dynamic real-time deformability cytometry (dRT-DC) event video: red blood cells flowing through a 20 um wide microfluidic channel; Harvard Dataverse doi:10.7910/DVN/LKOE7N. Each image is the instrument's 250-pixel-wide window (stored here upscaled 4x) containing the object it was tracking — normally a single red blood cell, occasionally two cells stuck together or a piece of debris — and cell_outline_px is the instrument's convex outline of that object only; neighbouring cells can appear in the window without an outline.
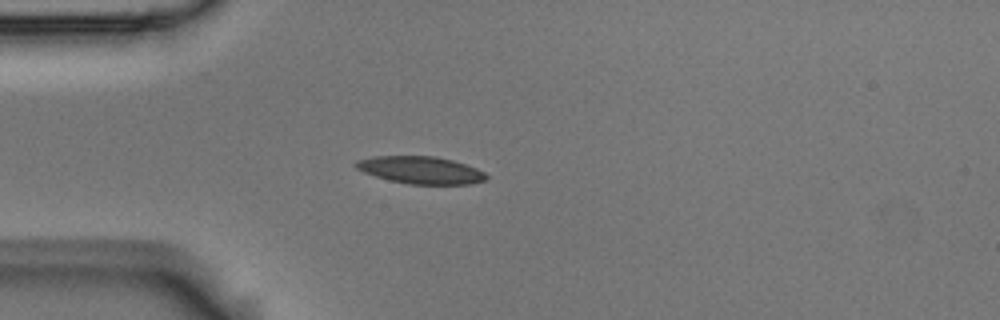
{"species": "Egyptian fruit bat (a non-hibernating species)", "species_latin": "Rousettus aegyptiacus", "temperature_condition": "room temperature", "stored_images_in_passage": 4, "camera_frame_rate_fps": 3000, "um_per_image_px": 0.085, "animal": {"sex": "male"}, "frame": {"image": 1, "passage_image": 4, "time_ms": 1.0, "image_size_px": [1000, 320], "cell_outline_px": [[488, 180], [468, 184], [408, 184], [388, 180], [364, 172], [356, 168], [352, 164], [356, 160], [372, 156], [436, 156], [452, 160], [476, 168], [484, 172], [488, 176]], "centroid_in_image_um": [35.73, 14.45], "position_along_channel_um": 49.3, "area_um2": 20.87}}